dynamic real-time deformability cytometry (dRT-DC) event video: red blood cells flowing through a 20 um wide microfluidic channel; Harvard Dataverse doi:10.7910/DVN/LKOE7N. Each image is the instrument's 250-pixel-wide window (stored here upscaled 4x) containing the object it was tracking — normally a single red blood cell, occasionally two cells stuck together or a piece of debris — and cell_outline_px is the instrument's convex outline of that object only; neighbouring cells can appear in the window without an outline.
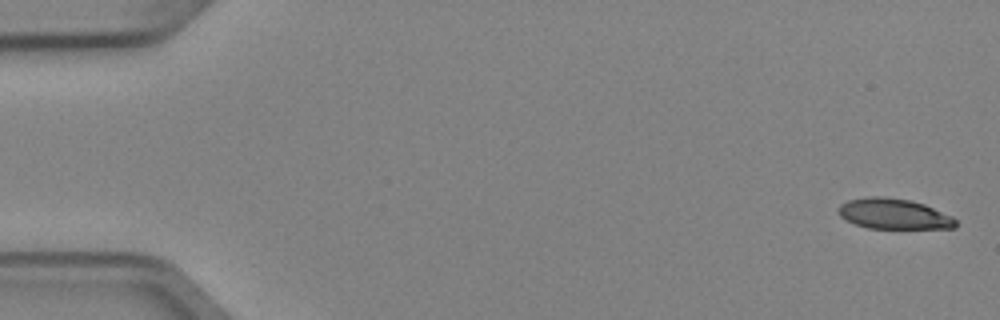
{"species": "Egyptian fruit bat (a non-hibernating species)", "species_latin": "Rousettus aegyptiacus", "temperature_condition": "cold", "stored_images_in_passage": 5, "camera_frame_rate_fps": 3000, "um_per_image_px": 0.085, "animal": {"sex": "female"}, "frame": {"image": 1, "passage_image": 1, "time_ms": 0.0, "image_size_px": [1000, 320], "cell_outline_px": [[956, 228], [868, 228], [856, 224], [840, 216], [836, 208], [840, 204], [848, 200], [872, 196], [880, 196], [908, 200], [924, 204], [952, 216], [956, 220]], "centroid_in_image_um": [75.96, 18.18], "position_along_channel_um": 9.0, "area_um2": 20.63}}
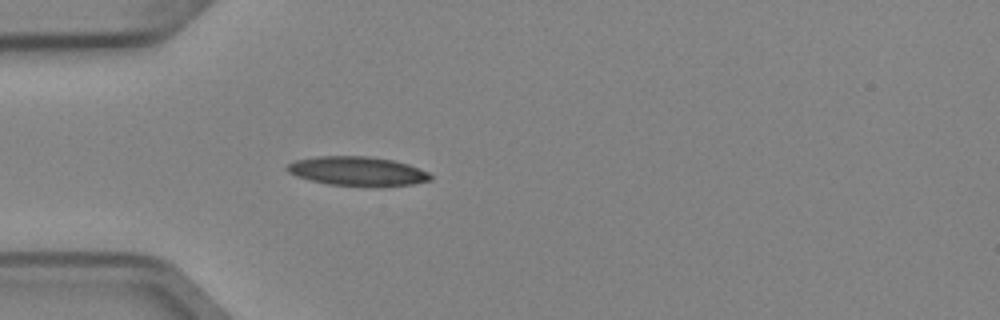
{"frame": {"image": 2, "passage_image": 5, "time_ms": 1.333, "image_size_px": [1000, 320], "cell_outline_px": [[432, 180], [412, 184], [328, 184], [296, 176], [288, 172], [284, 168], [288, 164], [296, 160], [316, 156], [368, 156], [392, 160], [408, 164], [428, 172], [432, 176]], "centroid_in_image_um": [30.33, 14.51], "position_along_channel_um": 54.7, "area_um2": 23.52}}